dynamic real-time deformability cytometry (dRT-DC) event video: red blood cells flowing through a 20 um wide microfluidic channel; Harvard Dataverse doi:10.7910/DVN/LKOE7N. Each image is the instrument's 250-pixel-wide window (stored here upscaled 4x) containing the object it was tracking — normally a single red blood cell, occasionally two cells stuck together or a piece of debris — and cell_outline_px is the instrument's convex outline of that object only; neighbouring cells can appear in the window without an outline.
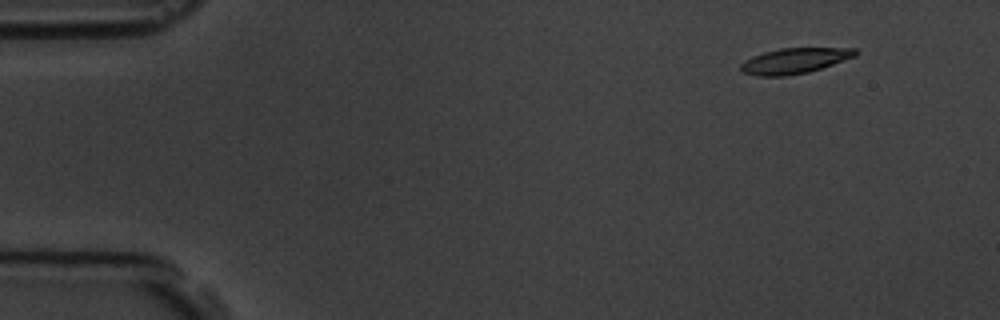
{"species": "common noctule bat (a hibernating species)", "species_latin": "Nyctalus noctula", "temperature_condition": "room temperature", "stored_images_in_passage": 4, "segment_of_instrument_passage": [2, 2], "camera_frame_rate_fps": 3000, "um_per_image_px": 0.085, "animal": {"sex": "male", "body_mass_g": 19.5, "forearm_length_mm": 54.6}, "frame": {"image": 1, "passage_image": 4, "time_ms": 3.667, "image_size_px": [1000, 320], "cell_outline_px": [[860, 52], [856, 56], [808, 72], [788, 76], [756, 76], [744, 72], [740, 68], [740, 64], [744, 60], [752, 56], [764, 52], [780, 48], [856, 48]], "centroid_in_image_um": [67.53, 5.16], "position_along_channel_um": 17.5, "area_um2": 17.05}}